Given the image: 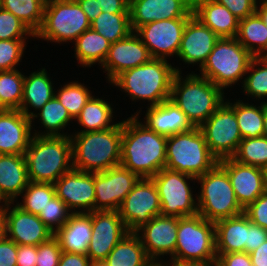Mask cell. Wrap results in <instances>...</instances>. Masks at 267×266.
<instances>
[{
	"mask_svg": "<svg viewBox=\"0 0 267 266\" xmlns=\"http://www.w3.org/2000/svg\"><path fill=\"white\" fill-rule=\"evenodd\" d=\"M136 113L122 121L120 165L139 178H151L166 167L167 137L148 129Z\"/></svg>",
	"mask_w": 267,
	"mask_h": 266,
	"instance_id": "obj_1",
	"label": "cell"
},
{
	"mask_svg": "<svg viewBox=\"0 0 267 266\" xmlns=\"http://www.w3.org/2000/svg\"><path fill=\"white\" fill-rule=\"evenodd\" d=\"M72 141L73 169L97 173L120 165L122 122L110 129L76 133Z\"/></svg>",
	"mask_w": 267,
	"mask_h": 266,
	"instance_id": "obj_2",
	"label": "cell"
},
{
	"mask_svg": "<svg viewBox=\"0 0 267 266\" xmlns=\"http://www.w3.org/2000/svg\"><path fill=\"white\" fill-rule=\"evenodd\" d=\"M25 158L30 182L54 184L73 169L71 138L33 135L25 151Z\"/></svg>",
	"mask_w": 267,
	"mask_h": 266,
	"instance_id": "obj_3",
	"label": "cell"
},
{
	"mask_svg": "<svg viewBox=\"0 0 267 266\" xmlns=\"http://www.w3.org/2000/svg\"><path fill=\"white\" fill-rule=\"evenodd\" d=\"M178 68L172 67L167 60L151 58L148 62L120 73L112 82L132 100L150 101V106L161 104L170 99L172 82Z\"/></svg>",
	"mask_w": 267,
	"mask_h": 266,
	"instance_id": "obj_4",
	"label": "cell"
},
{
	"mask_svg": "<svg viewBox=\"0 0 267 266\" xmlns=\"http://www.w3.org/2000/svg\"><path fill=\"white\" fill-rule=\"evenodd\" d=\"M222 91L200 74H189L182 79L181 73L176 72L170 100L183 111L194 127H200L224 103Z\"/></svg>",
	"mask_w": 267,
	"mask_h": 266,
	"instance_id": "obj_5",
	"label": "cell"
},
{
	"mask_svg": "<svg viewBox=\"0 0 267 266\" xmlns=\"http://www.w3.org/2000/svg\"><path fill=\"white\" fill-rule=\"evenodd\" d=\"M217 163L218 160L211 154L199 127L167 137L166 169L197 178Z\"/></svg>",
	"mask_w": 267,
	"mask_h": 266,
	"instance_id": "obj_6",
	"label": "cell"
},
{
	"mask_svg": "<svg viewBox=\"0 0 267 266\" xmlns=\"http://www.w3.org/2000/svg\"><path fill=\"white\" fill-rule=\"evenodd\" d=\"M196 179L201 184L200 194L196 198L198 214L203 218L216 222L244 212L226 170L219 163Z\"/></svg>",
	"mask_w": 267,
	"mask_h": 266,
	"instance_id": "obj_7",
	"label": "cell"
},
{
	"mask_svg": "<svg viewBox=\"0 0 267 266\" xmlns=\"http://www.w3.org/2000/svg\"><path fill=\"white\" fill-rule=\"evenodd\" d=\"M253 58L236 37H222L216 41L200 74L223 90L246 75Z\"/></svg>",
	"mask_w": 267,
	"mask_h": 266,
	"instance_id": "obj_8",
	"label": "cell"
},
{
	"mask_svg": "<svg viewBox=\"0 0 267 266\" xmlns=\"http://www.w3.org/2000/svg\"><path fill=\"white\" fill-rule=\"evenodd\" d=\"M215 222L200 214L178 218L175 255L170 260L216 262Z\"/></svg>",
	"mask_w": 267,
	"mask_h": 266,
	"instance_id": "obj_9",
	"label": "cell"
},
{
	"mask_svg": "<svg viewBox=\"0 0 267 266\" xmlns=\"http://www.w3.org/2000/svg\"><path fill=\"white\" fill-rule=\"evenodd\" d=\"M91 28V22L76 0L45 5L44 19L35 37L52 42L75 41Z\"/></svg>",
	"mask_w": 267,
	"mask_h": 266,
	"instance_id": "obj_10",
	"label": "cell"
},
{
	"mask_svg": "<svg viewBox=\"0 0 267 266\" xmlns=\"http://www.w3.org/2000/svg\"><path fill=\"white\" fill-rule=\"evenodd\" d=\"M151 179L160 197L161 215L181 218L198 214L197 199L187 182L197 180L196 177L163 168Z\"/></svg>",
	"mask_w": 267,
	"mask_h": 266,
	"instance_id": "obj_11",
	"label": "cell"
},
{
	"mask_svg": "<svg viewBox=\"0 0 267 266\" xmlns=\"http://www.w3.org/2000/svg\"><path fill=\"white\" fill-rule=\"evenodd\" d=\"M211 154L232 158L242 140L234 109L224 102L200 127Z\"/></svg>",
	"mask_w": 267,
	"mask_h": 266,
	"instance_id": "obj_12",
	"label": "cell"
},
{
	"mask_svg": "<svg viewBox=\"0 0 267 266\" xmlns=\"http://www.w3.org/2000/svg\"><path fill=\"white\" fill-rule=\"evenodd\" d=\"M119 214L129 232H135L161 214L158 190L151 178H140L126 195Z\"/></svg>",
	"mask_w": 267,
	"mask_h": 266,
	"instance_id": "obj_13",
	"label": "cell"
},
{
	"mask_svg": "<svg viewBox=\"0 0 267 266\" xmlns=\"http://www.w3.org/2000/svg\"><path fill=\"white\" fill-rule=\"evenodd\" d=\"M139 179L135 173L121 165L94 173V211H118Z\"/></svg>",
	"mask_w": 267,
	"mask_h": 266,
	"instance_id": "obj_14",
	"label": "cell"
},
{
	"mask_svg": "<svg viewBox=\"0 0 267 266\" xmlns=\"http://www.w3.org/2000/svg\"><path fill=\"white\" fill-rule=\"evenodd\" d=\"M92 233L86 255L92 263H102L128 233L119 211H92Z\"/></svg>",
	"mask_w": 267,
	"mask_h": 266,
	"instance_id": "obj_15",
	"label": "cell"
},
{
	"mask_svg": "<svg viewBox=\"0 0 267 266\" xmlns=\"http://www.w3.org/2000/svg\"><path fill=\"white\" fill-rule=\"evenodd\" d=\"M189 18L154 21L140 26L134 33L141 38L152 58L164 59L177 55Z\"/></svg>",
	"mask_w": 267,
	"mask_h": 266,
	"instance_id": "obj_16",
	"label": "cell"
},
{
	"mask_svg": "<svg viewBox=\"0 0 267 266\" xmlns=\"http://www.w3.org/2000/svg\"><path fill=\"white\" fill-rule=\"evenodd\" d=\"M11 204L13 202L4 208V235L17 245L38 246L54 236L37 215L24 211L17 204L11 208Z\"/></svg>",
	"mask_w": 267,
	"mask_h": 266,
	"instance_id": "obj_17",
	"label": "cell"
},
{
	"mask_svg": "<svg viewBox=\"0 0 267 266\" xmlns=\"http://www.w3.org/2000/svg\"><path fill=\"white\" fill-rule=\"evenodd\" d=\"M226 170L240 206L245 209L267 190V171L237 162L233 158L218 161Z\"/></svg>",
	"mask_w": 267,
	"mask_h": 266,
	"instance_id": "obj_18",
	"label": "cell"
},
{
	"mask_svg": "<svg viewBox=\"0 0 267 266\" xmlns=\"http://www.w3.org/2000/svg\"><path fill=\"white\" fill-rule=\"evenodd\" d=\"M178 217L158 215L135 231L151 261L158 260L161 255H175L177 243ZM142 232V233H140ZM141 236H140V235Z\"/></svg>",
	"mask_w": 267,
	"mask_h": 266,
	"instance_id": "obj_19",
	"label": "cell"
},
{
	"mask_svg": "<svg viewBox=\"0 0 267 266\" xmlns=\"http://www.w3.org/2000/svg\"><path fill=\"white\" fill-rule=\"evenodd\" d=\"M54 186L56 195L67 205L71 213H91L94 211V173L72 169L63 174L54 183Z\"/></svg>",
	"mask_w": 267,
	"mask_h": 266,
	"instance_id": "obj_20",
	"label": "cell"
},
{
	"mask_svg": "<svg viewBox=\"0 0 267 266\" xmlns=\"http://www.w3.org/2000/svg\"><path fill=\"white\" fill-rule=\"evenodd\" d=\"M130 24L136 31L145 24L174 18H190L193 3L189 0H130Z\"/></svg>",
	"mask_w": 267,
	"mask_h": 266,
	"instance_id": "obj_21",
	"label": "cell"
},
{
	"mask_svg": "<svg viewBox=\"0 0 267 266\" xmlns=\"http://www.w3.org/2000/svg\"><path fill=\"white\" fill-rule=\"evenodd\" d=\"M151 55L141 38L132 31L126 38L111 43L101 65L111 83L120 73L148 62Z\"/></svg>",
	"mask_w": 267,
	"mask_h": 266,
	"instance_id": "obj_22",
	"label": "cell"
},
{
	"mask_svg": "<svg viewBox=\"0 0 267 266\" xmlns=\"http://www.w3.org/2000/svg\"><path fill=\"white\" fill-rule=\"evenodd\" d=\"M219 38L192 15L186 23L177 57L188 64L197 63L201 69Z\"/></svg>",
	"mask_w": 267,
	"mask_h": 266,
	"instance_id": "obj_23",
	"label": "cell"
},
{
	"mask_svg": "<svg viewBox=\"0 0 267 266\" xmlns=\"http://www.w3.org/2000/svg\"><path fill=\"white\" fill-rule=\"evenodd\" d=\"M32 122L20 110L0 111V154H25L32 138Z\"/></svg>",
	"mask_w": 267,
	"mask_h": 266,
	"instance_id": "obj_24",
	"label": "cell"
},
{
	"mask_svg": "<svg viewBox=\"0 0 267 266\" xmlns=\"http://www.w3.org/2000/svg\"><path fill=\"white\" fill-rule=\"evenodd\" d=\"M148 107L144 125L157 134L169 137L194 128L183 111L170 99Z\"/></svg>",
	"mask_w": 267,
	"mask_h": 266,
	"instance_id": "obj_25",
	"label": "cell"
},
{
	"mask_svg": "<svg viewBox=\"0 0 267 266\" xmlns=\"http://www.w3.org/2000/svg\"><path fill=\"white\" fill-rule=\"evenodd\" d=\"M193 15L220 38L237 36L239 19L215 0H196Z\"/></svg>",
	"mask_w": 267,
	"mask_h": 266,
	"instance_id": "obj_26",
	"label": "cell"
},
{
	"mask_svg": "<svg viewBox=\"0 0 267 266\" xmlns=\"http://www.w3.org/2000/svg\"><path fill=\"white\" fill-rule=\"evenodd\" d=\"M248 237V216L243 212L237 216L215 222L216 255L245 252Z\"/></svg>",
	"mask_w": 267,
	"mask_h": 266,
	"instance_id": "obj_27",
	"label": "cell"
},
{
	"mask_svg": "<svg viewBox=\"0 0 267 266\" xmlns=\"http://www.w3.org/2000/svg\"><path fill=\"white\" fill-rule=\"evenodd\" d=\"M25 154H0V191L13 202L29 183Z\"/></svg>",
	"mask_w": 267,
	"mask_h": 266,
	"instance_id": "obj_28",
	"label": "cell"
},
{
	"mask_svg": "<svg viewBox=\"0 0 267 266\" xmlns=\"http://www.w3.org/2000/svg\"><path fill=\"white\" fill-rule=\"evenodd\" d=\"M91 213H74L54 234L64 252L86 254L91 240Z\"/></svg>",
	"mask_w": 267,
	"mask_h": 266,
	"instance_id": "obj_29",
	"label": "cell"
},
{
	"mask_svg": "<svg viewBox=\"0 0 267 266\" xmlns=\"http://www.w3.org/2000/svg\"><path fill=\"white\" fill-rule=\"evenodd\" d=\"M46 71L43 68L24 77L20 111L30 119L34 115L33 112H29L30 107L40 110L56 94Z\"/></svg>",
	"mask_w": 267,
	"mask_h": 266,
	"instance_id": "obj_30",
	"label": "cell"
},
{
	"mask_svg": "<svg viewBox=\"0 0 267 266\" xmlns=\"http://www.w3.org/2000/svg\"><path fill=\"white\" fill-rule=\"evenodd\" d=\"M151 262L138 235L129 232L102 263L105 266H148Z\"/></svg>",
	"mask_w": 267,
	"mask_h": 266,
	"instance_id": "obj_31",
	"label": "cell"
},
{
	"mask_svg": "<svg viewBox=\"0 0 267 266\" xmlns=\"http://www.w3.org/2000/svg\"><path fill=\"white\" fill-rule=\"evenodd\" d=\"M236 39L253 56L267 55V27L257 13L239 20Z\"/></svg>",
	"mask_w": 267,
	"mask_h": 266,
	"instance_id": "obj_32",
	"label": "cell"
},
{
	"mask_svg": "<svg viewBox=\"0 0 267 266\" xmlns=\"http://www.w3.org/2000/svg\"><path fill=\"white\" fill-rule=\"evenodd\" d=\"M110 46L111 42L89 28L75 40V58L83 67H90L97 62L102 65Z\"/></svg>",
	"mask_w": 267,
	"mask_h": 266,
	"instance_id": "obj_33",
	"label": "cell"
},
{
	"mask_svg": "<svg viewBox=\"0 0 267 266\" xmlns=\"http://www.w3.org/2000/svg\"><path fill=\"white\" fill-rule=\"evenodd\" d=\"M113 109L108 101L92 96L76 118L85 128L77 133L103 131L116 125L112 124ZM111 123V124H110Z\"/></svg>",
	"mask_w": 267,
	"mask_h": 266,
	"instance_id": "obj_34",
	"label": "cell"
},
{
	"mask_svg": "<svg viewBox=\"0 0 267 266\" xmlns=\"http://www.w3.org/2000/svg\"><path fill=\"white\" fill-rule=\"evenodd\" d=\"M35 117H40L42 127L46 129L44 133L36 132L33 135L37 136H70L66 133H60L61 129H64L66 125L72 120L67 109L60 103L58 98L54 96L48 101L38 114H34L31 120ZM40 133V134H39Z\"/></svg>",
	"mask_w": 267,
	"mask_h": 266,
	"instance_id": "obj_35",
	"label": "cell"
},
{
	"mask_svg": "<svg viewBox=\"0 0 267 266\" xmlns=\"http://www.w3.org/2000/svg\"><path fill=\"white\" fill-rule=\"evenodd\" d=\"M227 103L234 109L242 139L262 136L264 128L263 102L259 107L243 103L242 100H238L234 104Z\"/></svg>",
	"mask_w": 267,
	"mask_h": 266,
	"instance_id": "obj_36",
	"label": "cell"
},
{
	"mask_svg": "<svg viewBox=\"0 0 267 266\" xmlns=\"http://www.w3.org/2000/svg\"><path fill=\"white\" fill-rule=\"evenodd\" d=\"M91 28L109 42L115 43L132 32L130 13L102 12L91 22Z\"/></svg>",
	"mask_w": 267,
	"mask_h": 266,
	"instance_id": "obj_37",
	"label": "cell"
},
{
	"mask_svg": "<svg viewBox=\"0 0 267 266\" xmlns=\"http://www.w3.org/2000/svg\"><path fill=\"white\" fill-rule=\"evenodd\" d=\"M0 6L25 23L34 34L41 28L45 10L42 0H0Z\"/></svg>",
	"mask_w": 267,
	"mask_h": 266,
	"instance_id": "obj_38",
	"label": "cell"
},
{
	"mask_svg": "<svg viewBox=\"0 0 267 266\" xmlns=\"http://www.w3.org/2000/svg\"><path fill=\"white\" fill-rule=\"evenodd\" d=\"M24 75L16 70L0 71V106L8 110H20Z\"/></svg>",
	"mask_w": 267,
	"mask_h": 266,
	"instance_id": "obj_39",
	"label": "cell"
},
{
	"mask_svg": "<svg viewBox=\"0 0 267 266\" xmlns=\"http://www.w3.org/2000/svg\"><path fill=\"white\" fill-rule=\"evenodd\" d=\"M239 163L263 168L267 171V138H243L232 157Z\"/></svg>",
	"mask_w": 267,
	"mask_h": 266,
	"instance_id": "obj_40",
	"label": "cell"
},
{
	"mask_svg": "<svg viewBox=\"0 0 267 266\" xmlns=\"http://www.w3.org/2000/svg\"><path fill=\"white\" fill-rule=\"evenodd\" d=\"M23 203H17L24 211L38 215L48 202L56 195L55 186L52 183L29 182L24 189Z\"/></svg>",
	"mask_w": 267,
	"mask_h": 266,
	"instance_id": "obj_41",
	"label": "cell"
},
{
	"mask_svg": "<svg viewBox=\"0 0 267 266\" xmlns=\"http://www.w3.org/2000/svg\"><path fill=\"white\" fill-rule=\"evenodd\" d=\"M248 73L250 75L244 78L242 83L244 92L251 97L258 98V100L267 97V57L254 56L246 74Z\"/></svg>",
	"mask_w": 267,
	"mask_h": 266,
	"instance_id": "obj_42",
	"label": "cell"
},
{
	"mask_svg": "<svg viewBox=\"0 0 267 266\" xmlns=\"http://www.w3.org/2000/svg\"><path fill=\"white\" fill-rule=\"evenodd\" d=\"M60 103L67 109L70 117L76 119L82 108L92 97L90 90L84 84L70 82L65 84L58 93L55 94Z\"/></svg>",
	"mask_w": 267,
	"mask_h": 266,
	"instance_id": "obj_43",
	"label": "cell"
},
{
	"mask_svg": "<svg viewBox=\"0 0 267 266\" xmlns=\"http://www.w3.org/2000/svg\"><path fill=\"white\" fill-rule=\"evenodd\" d=\"M72 214L67 205L55 195L37 216L53 233H56Z\"/></svg>",
	"mask_w": 267,
	"mask_h": 266,
	"instance_id": "obj_44",
	"label": "cell"
},
{
	"mask_svg": "<svg viewBox=\"0 0 267 266\" xmlns=\"http://www.w3.org/2000/svg\"><path fill=\"white\" fill-rule=\"evenodd\" d=\"M26 35L35 37L25 23L0 6V40H26Z\"/></svg>",
	"mask_w": 267,
	"mask_h": 266,
	"instance_id": "obj_45",
	"label": "cell"
},
{
	"mask_svg": "<svg viewBox=\"0 0 267 266\" xmlns=\"http://www.w3.org/2000/svg\"><path fill=\"white\" fill-rule=\"evenodd\" d=\"M25 40H0V71L16 70L25 49Z\"/></svg>",
	"mask_w": 267,
	"mask_h": 266,
	"instance_id": "obj_46",
	"label": "cell"
},
{
	"mask_svg": "<svg viewBox=\"0 0 267 266\" xmlns=\"http://www.w3.org/2000/svg\"><path fill=\"white\" fill-rule=\"evenodd\" d=\"M61 253L60 243L53 236L50 240L37 246L36 266H58Z\"/></svg>",
	"mask_w": 267,
	"mask_h": 266,
	"instance_id": "obj_47",
	"label": "cell"
},
{
	"mask_svg": "<svg viewBox=\"0 0 267 266\" xmlns=\"http://www.w3.org/2000/svg\"><path fill=\"white\" fill-rule=\"evenodd\" d=\"M244 213L253 224L267 230V190L250 203L244 209Z\"/></svg>",
	"mask_w": 267,
	"mask_h": 266,
	"instance_id": "obj_48",
	"label": "cell"
},
{
	"mask_svg": "<svg viewBox=\"0 0 267 266\" xmlns=\"http://www.w3.org/2000/svg\"><path fill=\"white\" fill-rule=\"evenodd\" d=\"M224 5L239 20L256 13L257 0H215Z\"/></svg>",
	"mask_w": 267,
	"mask_h": 266,
	"instance_id": "obj_49",
	"label": "cell"
},
{
	"mask_svg": "<svg viewBox=\"0 0 267 266\" xmlns=\"http://www.w3.org/2000/svg\"><path fill=\"white\" fill-rule=\"evenodd\" d=\"M17 244L3 235L0 238V266H16Z\"/></svg>",
	"mask_w": 267,
	"mask_h": 266,
	"instance_id": "obj_50",
	"label": "cell"
},
{
	"mask_svg": "<svg viewBox=\"0 0 267 266\" xmlns=\"http://www.w3.org/2000/svg\"><path fill=\"white\" fill-rule=\"evenodd\" d=\"M267 240V230L253 224L248 218V237L245 252L251 253Z\"/></svg>",
	"mask_w": 267,
	"mask_h": 266,
	"instance_id": "obj_51",
	"label": "cell"
},
{
	"mask_svg": "<svg viewBox=\"0 0 267 266\" xmlns=\"http://www.w3.org/2000/svg\"><path fill=\"white\" fill-rule=\"evenodd\" d=\"M217 266H253L250 254L246 252H235L217 255Z\"/></svg>",
	"mask_w": 267,
	"mask_h": 266,
	"instance_id": "obj_52",
	"label": "cell"
},
{
	"mask_svg": "<svg viewBox=\"0 0 267 266\" xmlns=\"http://www.w3.org/2000/svg\"><path fill=\"white\" fill-rule=\"evenodd\" d=\"M37 246L17 245L16 266H36Z\"/></svg>",
	"mask_w": 267,
	"mask_h": 266,
	"instance_id": "obj_53",
	"label": "cell"
},
{
	"mask_svg": "<svg viewBox=\"0 0 267 266\" xmlns=\"http://www.w3.org/2000/svg\"><path fill=\"white\" fill-rule=\"evenodd\" d=\"M58 266H92V262L86 254L62 251Z\"/></svg>",
	"mask_w": 267,
	"mask_h": 266,
	"instance_id": "obj_54",
	"label": "cell"
},
{
	"mask_svg": "<svg viewBox=\"0 0 267 266\" xmlns=\"http://www.w3.org/2000/svg\"><path fill=\"white\" fill-rule=\"evenodd\" d=\"M102 12L108 13H130V0H98Z\"/></svg>",
	"mask_w": 267,
	"mask_h": 266,
	"instance_id": "obj_55",
	"label": "cell"
},
{
	"mask_svg": "<svg viewBox=\"0 0 267 266\" xmlns=\"http://www.w3.org/2000/svg\"><path fill=\"white\" fill-rule=\"evenodd\" d=\"M81 9L85 12L89 21L92 22L96 17L102 13L101 6L98 4V0H76Z\"/></svg>",
	"mask_w": 267,
	"mask_h": 266,
	"instance_id": "obj_56",
	"label": "cell"
},
{
	"mask_svg": "<svg viewBox=\"0 0 267 266\" xmlns=\"http://www.w3.org/2000/svg\"><path fill=\"white\" fill-rule=\"evenodd\" d=\"M249 254L253 266H267V240Z\"/></svg>",
	"mask_w": 267,
	"mask_h": 266,
	"instance_id": "obj_57",
	"label": "cell"
},
{
	"mask_svg": "<svg viewBox=\"0 0 267 266\" xmlns=\"http://www.w3.org/2000/svg\"><path fill=\"white\" fill-rule=\"evenodd\" d=\"M172 266H215L216 262H208V261H181V260H170Z\"/></svg>",
	"mask_w": 267,
	"mask_h": 266,
	"instance_id": "obj_58",
	"label": "cell"
},
{
	"mask_svg": "<svg viewBox=\"0 0 267 266\" xmlns=\"http://www.w3.org/2000/svg\"><path fill=\"white\" fill-rule=\"evenodd\" d=\"M260 7H256V13L260 16L267 27V0H260Z\"/></svg>",
	"mask_w": 267,
	"mask_h": 266,
	"instance_id": "obj_59",
	"label": "cell"
},
{
	"mask_svg": "<svg viewBox=\"0 0 267 266\" xmlns=\"http://www.w3.org/2000/svg\"><path fill=\"white\" fill-rule=\"evenodd\" d=\"M263 119H264V128L262 136L267 138V102H263Z\"/></svg>",
	"mask_w": 267,
	"mask_h": 266,
	"instance_id": "obj_60",
	"label": "cell"
},
{
	"mask_svg": "<svg viewBox=\"0 0 267 266\" xmlns=\"http://www.w3.org/2000/svg\"><path fill=\"white\" fill-rule=\"evenodd\" d=\"M4 235V209H0V238Z\"/></svg>",
	"mask_w": 267,
	"mask_h": 266,
	"instance_id": "obj_61",
	"label": "cell"
},
{
	"mask_svg": "<svg viewBox=\"0 0 267 266\" xmlns=\"http://www.w3.org/2000/svg\"><path fill=\"white\" fill-rule=\"evenodd\" d=\"M162 261H152L148 266H172L170 265L171 263L167 264L166 262H162Z\"/></svg>",
	"mask_w": 267,
	"mask_h": 266,
	"instance_id": "obj_62",
	"label": "cell"
},
{
	"mask_svg": "<svg viewBox=\"0 0 267 266\" xmlns=\"http://www.w3.org/2000/svg\"><path fill=\"white\" fill-rule=\"evenodd\" d=\"M4 202V205H0V209H4L7 204L9 203V201L2 195L1 191H0V203Z\"/></svg>",
	"mask_w": 267,
	"mask_h": 266,
	"instance_id": "obj_63",
	"label": "cell"
},
{
	"mask_svg": "<svg viewBox=\"0 0 267 266\" xmlns=\"http://www.w3.org/2000/svg\"><path fill=\"white\" fill-rule=\"evenodd\" d=\"M45 5L53 3V2H59V1H67V0H42Z\"/></svg>",
	"mask_w": 267,
	"mask_h": 266,
	"instance_id": "obj_64",
	"label": "cell"
},
{
	"mask_svg": "<svg viewBox=\"0 0 267 266\" xmlns=\"http://www.w3.org/2000/svg\"><path fill=\"white\" fill-rule=\"evenodd\" d=\"M92 266H105L103 263H92Z\"/></svg>",
	"mask_w": 267,
	"mask_h": 266,
	"instance_id": "obj_65",
	"label": "cell"
}]
</instances>
